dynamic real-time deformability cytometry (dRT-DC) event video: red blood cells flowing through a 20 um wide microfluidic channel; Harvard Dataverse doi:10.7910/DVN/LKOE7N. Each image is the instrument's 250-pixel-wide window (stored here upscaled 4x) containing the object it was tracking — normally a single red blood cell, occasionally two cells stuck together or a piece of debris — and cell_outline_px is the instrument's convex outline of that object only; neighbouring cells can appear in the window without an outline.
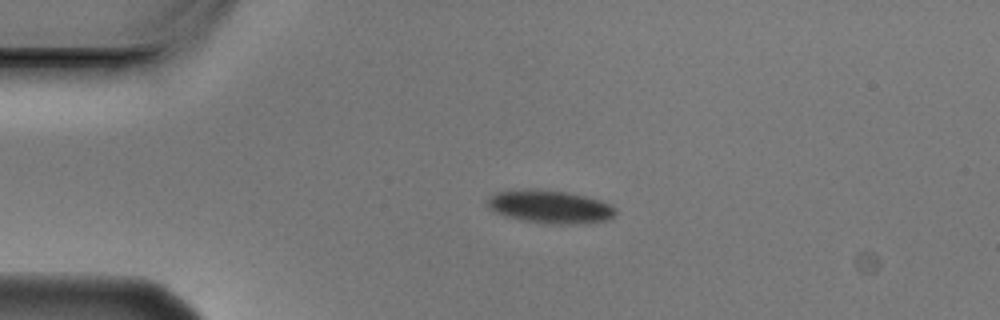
{"species": "Egyptian fruit bat (a non-hibernating species)", "species_latin": "Rousettus aegyptiacus", "temperature_condition": "cold", "stored_images_in_passage": 3, "camera_frame_rate_fps": 3000, "um_per_image_px": 0.085, "animal": {"sex": "male"}, "frame": {"image": 1, "passage_image": 2, "time_ms": 0.333, "image_size_px": [1000, 320], "cell_outline_px": [[616, 212], [608, 220], [580, 224], [548, 224], [520, 220], [504, 216], [488, 208], [484, 204], [496, 192], [568, 192], [588, 196], [600, 200], [616, 208]], "centroid_in_image_um": [46.8, 17.64], "position_along_channel_um": 38.2, "area_um2": 23.93}}